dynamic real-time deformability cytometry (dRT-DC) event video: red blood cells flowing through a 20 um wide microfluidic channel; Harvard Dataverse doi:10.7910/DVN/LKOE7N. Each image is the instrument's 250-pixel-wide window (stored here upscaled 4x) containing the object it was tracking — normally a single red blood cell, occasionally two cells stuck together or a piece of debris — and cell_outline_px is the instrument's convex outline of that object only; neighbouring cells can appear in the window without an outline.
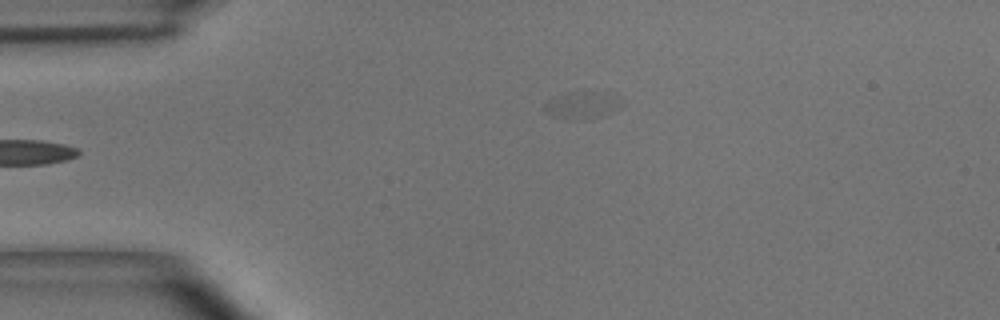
{"species": "common noctule bat (a hibernating species)", "species_latin": "Nyctalus noctula", "temperature_condition": "room temperature", "stored_images_in_passage": 36, "camera_frame_rate_fps": 3000, "um_per_image_px": 0.085, "animal": {"sex": "male", "body_mass_g": 15.6}, "frame": {"image": 1, "passage_image": 1, "time_ms": 0.0, "image_size_px": [1000, 320], "cell_outline_px": [[624, 104], [604, 116], [588, 120], [572, 120], [552, 116], [544, 112], [544, 104], [548, 100], [568, 92], [592, 92], [624, 100]], "centroid_in_image_um": [49.44, 8.99], "position_along_channel_um": 35.6, "area_um2": 12.08}}
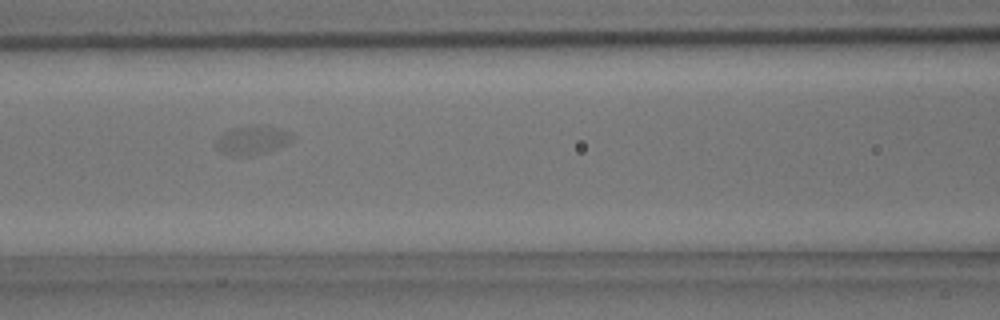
{"frame": {"image": 2, "passage_image": 12, "time_ms": 3.667, "image_size_px": [1000, 320], "cell_outline_px": [[296, 136], [288, 144], [252, 156], [232, 156], [216, 148], [216, 140], [224, 132], [232, 128], [256, 124], [280, 128], [292, 132]], "centroid_in_image_um": [21.49, 11.89], "position_along_channel_um": 145.1, "area_um2": 13.01}}
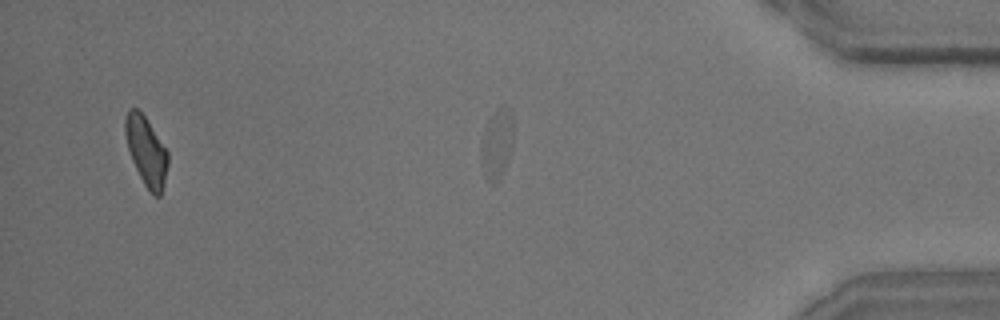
{"frame": {"image": 3, "passage_image": 33, "time_ms": 10.667, "image_size_px": [1000, 320], "cell_outline_px": [[512, 144], [508, 160], [504, 172], [500, 180], [496, 184], [492, 184], [484, 176], [480, 148], [484, 132], [488, 120], [500, 108], [508, 108], [512, 116]], "centroid_in_image_um": [42.23, 12.33], "position_along_channel_um": 393.0, "area_um2": 12.89}, "authors_computed_cell_mechanics": {"area_um2": 12.4559, "velocity_mm_per_s": 3.9188, "shape_relaxation_time_tau1_ms": null, "shape_relaxation_time_tau2_ms": 6.1358, "deformation_change_tau1": null, "deformation_change_tau2": 0.0854}}